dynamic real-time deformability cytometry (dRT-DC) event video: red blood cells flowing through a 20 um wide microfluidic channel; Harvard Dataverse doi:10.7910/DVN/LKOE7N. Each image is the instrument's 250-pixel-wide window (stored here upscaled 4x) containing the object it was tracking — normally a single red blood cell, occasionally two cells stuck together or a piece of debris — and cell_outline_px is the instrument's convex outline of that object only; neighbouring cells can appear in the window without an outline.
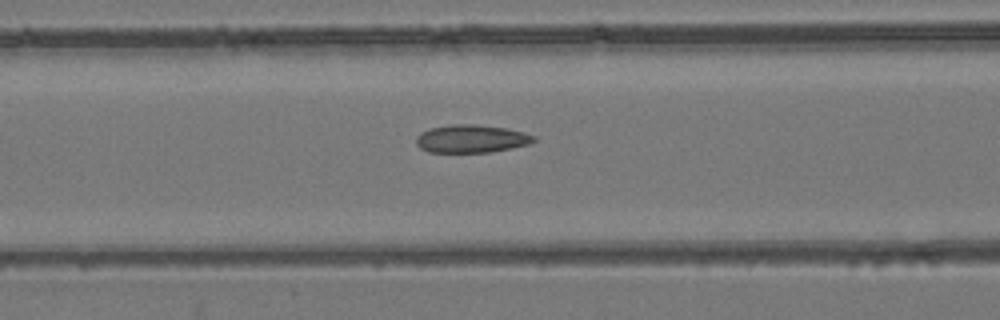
{"species": "common noctule bat (a hibernating species)", "species_latin": "Nyctalus noctula", "temperature_condition": "room temperature", "stored_images_in_passage": 29, "camera_frame_rate_fps": 3000, "um_per_image_px": 0.085, "animal": {"sex": "female", "body_mass_g": 24.6, "forearm_length_mm": 56.2}, "frame": {"image": 1, "passage_image": 10, "time_ms": 3.0, "image_size_px": [1000, 320], "cell_outline_px": [[536, 140], [532, 144], [492, 152], [428, 152], [420, 148], [416, 144], [416, 136], [420, 132], [428, 128], [448, 124], [472, 124], [508, 128], [524, 132], [536, 136]], "centroid_in_image_um": [40.07, 11.79], "position_along_channel_um": 126.5, "area_um2": 19.54}}
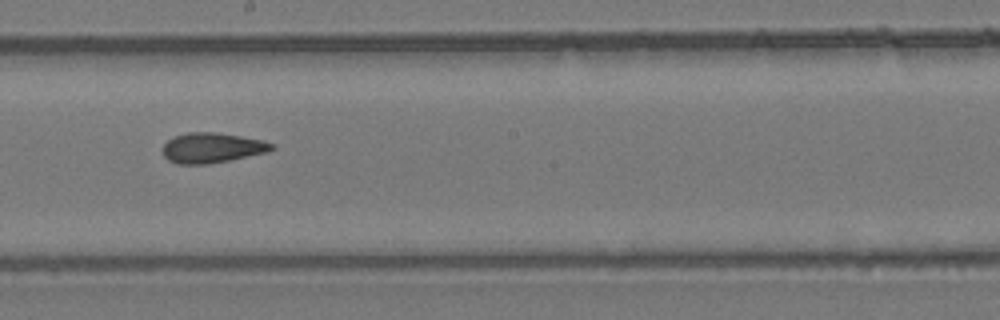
{"frame": {"image": 2, "passage_image": 18, "time_ms": 5.667, "image_size_px": [1000, 320], "cell_outline_px": [[276, 148], [268, 152], [208, 164], [176, 164], [168, 160], [164, 156], [164, 144], [168, 140], [176, 136], [188, 132], [216, 132], [264, 140], [276, 144]], "centroid_in_image_um": [18.06, 12.56], "position_along_channel_um": 230.1, "area_um2": 19.13}}
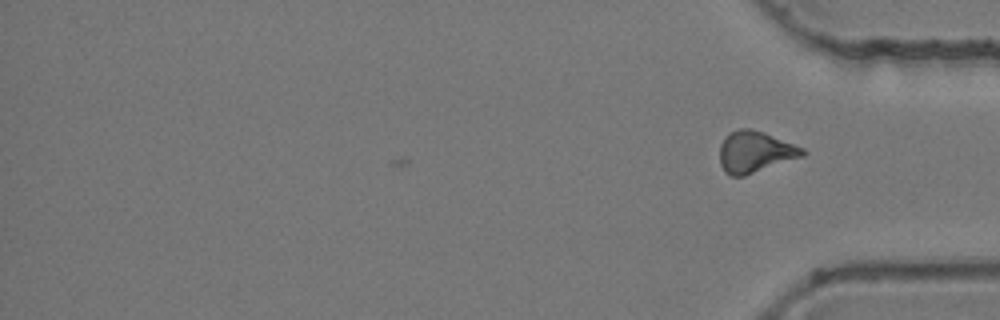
{"frame": {"image": 3, "passage_image": 29, "time_ms": 9.333, "image_size_px": [1000, 320], "cell_outline_px": [[808, 152], [804, 156], [744, 176], [732, 176], [724, 172], [720, 164], [720, 144], [728, 132], [740, 128], [748, 128], [764, 132], [804, 148]], "centroid_in_image_um": [64.18, 12.91], "position_along_channel_um": 371.0, "area_um2": 20.11}, "authors_computed_cell_mechanics": {"area_um2": 19.1896, "velocity_mm_per_s": 3.8863, "shape_relaxation_time_tau1_ms": null, "shape_relaxation_time_tau2_ms": 2.5317, "deformation_change_tau1": null, "deformation_change_tau2": 0.1005}}